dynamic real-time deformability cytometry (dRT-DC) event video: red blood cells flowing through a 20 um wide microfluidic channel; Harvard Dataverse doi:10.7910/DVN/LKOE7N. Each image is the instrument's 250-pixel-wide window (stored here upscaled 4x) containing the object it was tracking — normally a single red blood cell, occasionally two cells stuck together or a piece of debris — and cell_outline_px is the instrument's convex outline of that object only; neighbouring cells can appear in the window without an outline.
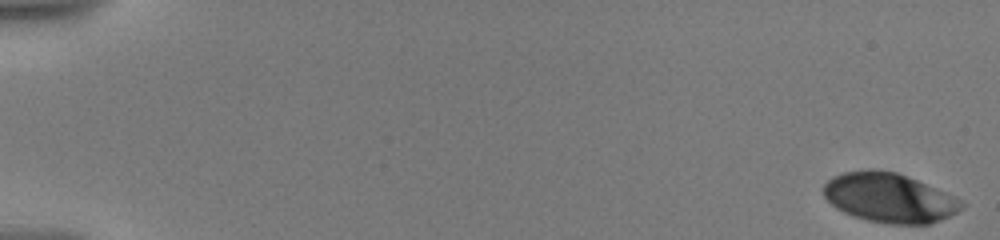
{"species": "human", "species_latin": "Homo sapiens", "temperature_condition": "warm", "stored_images_in_passage": 26, "camera_frame_rate_fps": 3000, "um_per_image_px": 0.085, "donor": {"sex": "male"}, "frame": {"image": 1, "passage_image": 1, "time_ms": 0.0, "image_size_px": [1000, 240], "cell_outline_px": [[964, 208], [940, 220], [928, 224], [888, 224], [868, 220], [852, 216], [836, 208], [824, 196], [824, 184], [832, 176], [844, 172], [868, 168], [872, 168], [896, 172], [936, 188], [960, 200], [964, 204]], "centroid_in_image_um": [75.56, 16.8], "position_along_channel_um": 9.4, "area_um2": 39.59}}
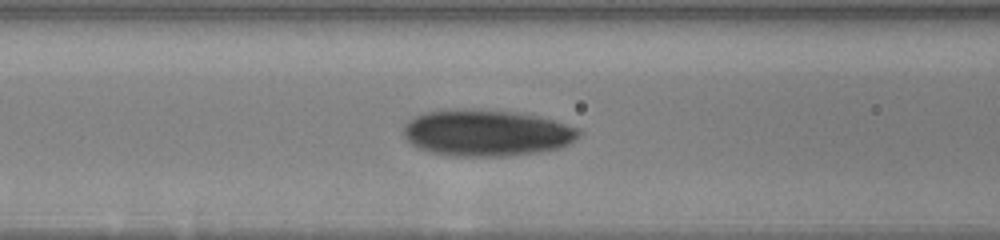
{"frame": {"image": 2, "passage_image": 19, "time_ms": 8.333, "image_size_px": [1000, 240], "cell_outline_px": [[580, 136], [568, 144], [556, 148], [536, 152], [508, 156], [456, 156], [432, 152], [420, 148], [412, 144], [404, 136], [404, 124], [408, 120], [424, 112], [520, 112], [552, 120], [580, 128]], "centroid_in_image_um": [41.39, 11.34], "position_along_channel_um": 125.2, "area_um2": 45.95}}
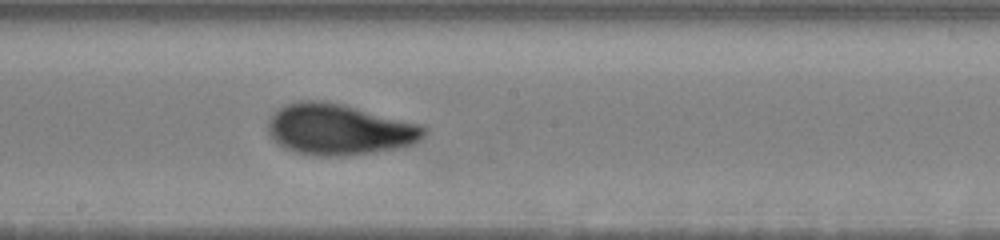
{"frame": {"image": 3, "passage_image": 26, "time_ms": 11.0, "image_size_px": [1000, 240], "cell_outline_px": [[428, 128], [424, 136], [420, 140], [412, 144], [396, 148], [368, 152], [336, 156], [320, 156], [300, 152], [288, 148], [280, 144], [268, 132], [268, 120], [284, 104], [300, 100], [328, 100], [424, 124]], "centroid_in_image_um": [28.89, 10.96], "position_along_channel_um": 219.3, "area_um2": 46.24}}